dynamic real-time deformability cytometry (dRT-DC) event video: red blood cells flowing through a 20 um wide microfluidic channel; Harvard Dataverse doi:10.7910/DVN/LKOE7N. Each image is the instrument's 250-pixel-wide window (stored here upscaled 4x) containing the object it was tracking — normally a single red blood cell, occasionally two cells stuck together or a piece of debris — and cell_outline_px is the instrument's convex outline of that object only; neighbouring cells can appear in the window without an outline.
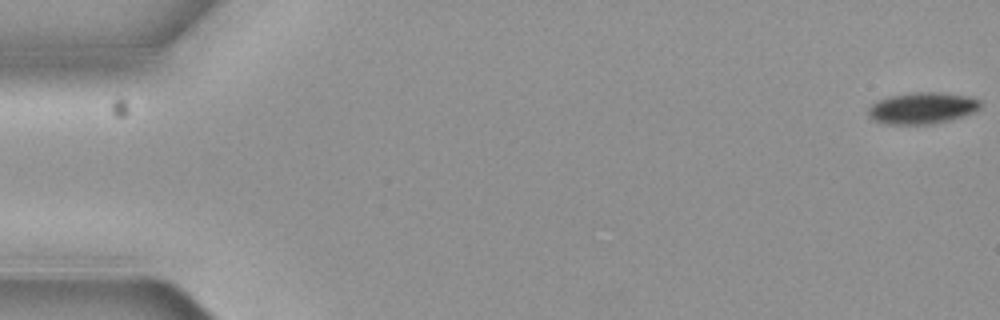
{"species": "common noctule bat (a hibernating species)", "species_latin": "Nyctalus noctula", "temperature_condition": "cold", "stored_images_in_passage": 6, "camera_frame_rate_fps": 3000, "um_per_image_px": 0.085, "animal": {"sex": "female", "body_mass_g": 19.3, "forearm_length_mm": 54.1}, "frame": {"image": 1, "passage_image": 1, "time_ms": 0.0, "image_size_px": [1000, 320], "cell_outline_px": [[980, 108], [964, 116], [948, 120], [928, 124], [888, 124], [872, 120], [868, 116], [868, 108], [876, 100], [888, 96], [912, 92], [944, 92], [972, 96], [980, 100]], "centroid_in_image_um": [78.37, 9.17], "position_along_channel_um": 6.6, "area_um2": 20.81}}
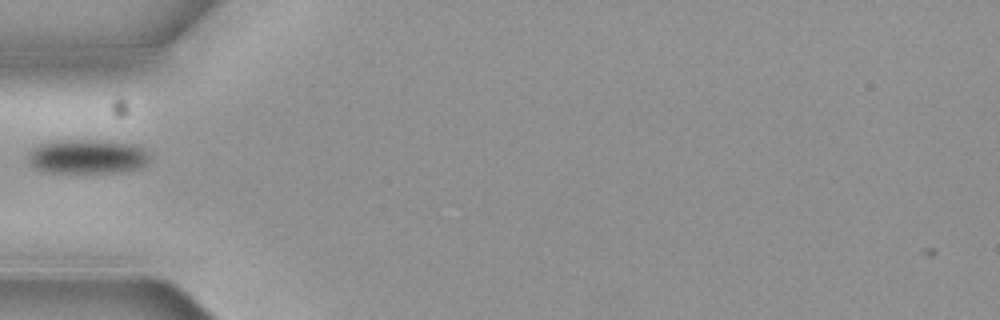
{"frame": {"image": 2, "passage_image": 5, "time_ms": 1.333, "image_size_px": [1000, 320], "cell_outline_px": [[148, 160], [140, 168], [120, 172], [52, 172], [36, 168], [28, 160], [28, 152], [32, 148], [40, 144], [56, 140], [100, 140], [132, 144], [144, 148], [148, 156]], "centroid_in_image_um": [7.41, 13.29], "position_along_channel_um": 77.6, "area_um2": 24.1}}
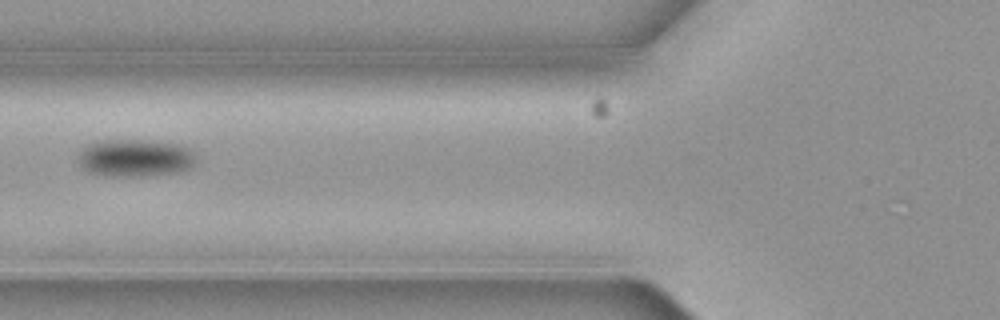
{"frame": {"image": 3, "passage_image": 6, "time_ms": 1.667, "image_size_px": [1000, 320], "cell_outline_px": [[196, 160], [188, 168], [180, 172], [140, 176], [108, 176], [88, 172], [76, 160], [76, 152], [88, 144], [96, 140], [140, 140], [180, 144], [192, 148], [196, 156]], "centroid_in_image_um": [11.45, 13.41], "position_along_channel_um": 114.4, "area_um2": 26.18}}